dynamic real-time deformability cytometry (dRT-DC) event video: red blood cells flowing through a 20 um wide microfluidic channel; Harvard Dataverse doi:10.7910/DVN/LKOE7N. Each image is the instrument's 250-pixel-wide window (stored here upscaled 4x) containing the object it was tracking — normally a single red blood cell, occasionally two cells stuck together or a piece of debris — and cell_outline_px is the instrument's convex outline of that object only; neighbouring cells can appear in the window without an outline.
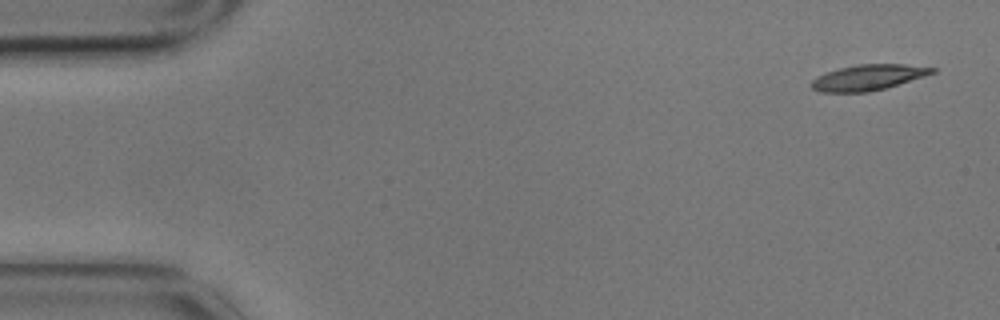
{"species": "common noctule bat (a hibernating species)", "species_latin": "Nyctalus noctula", "temperature_condition": "cold", "stored_images_in_passage": 6, "camera_frame_rate_fps": 3000, "um_per_image_px": 0.085, "animal": {"sex": "male", "body_mass_g": 17.9}, "frame": {"image": 1, "passage_image": 1, "time_ms": 0.0, "image_size_px": [1000, 320], "cell_outline_px": [[936, 72], [924, 76], [884, 88], [868, 92], [820, 92], [812, 88], [812, 80], [816, 76], [840, 68], [860, 64], [904, 64], [936, 68]], "centroid_in_image_um": [73.79, 6.58], "position_along_channel_um": 11.2, "area_um2": 17.74}}
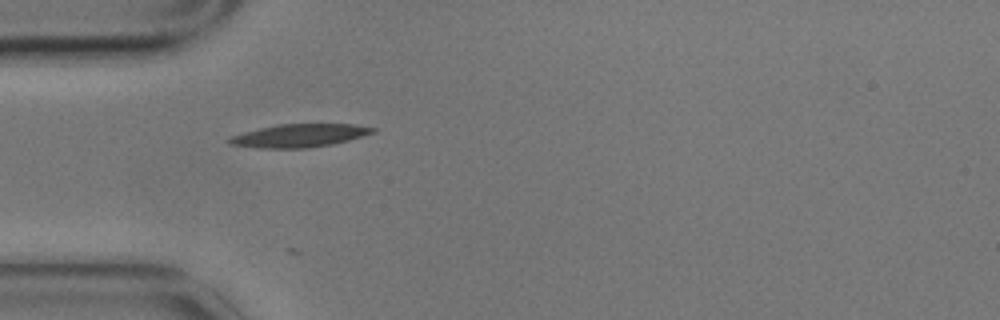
{"frame": {"image": 2, "passage_image": 5, "time_ms": 1.333, "image_size_px": [1000, 320], "cell_outline_px": [[376, 132], [348, 140], [332, 144], [308, 148], [256, 148], [228, 144], [228, 136], [260, 128], [280, 124], [356, 124], [376, 128]], "centroid_in_image_um": [25.43, 11.53], "position_along_channel_um": 59.6, "area_um2": 19.36}}